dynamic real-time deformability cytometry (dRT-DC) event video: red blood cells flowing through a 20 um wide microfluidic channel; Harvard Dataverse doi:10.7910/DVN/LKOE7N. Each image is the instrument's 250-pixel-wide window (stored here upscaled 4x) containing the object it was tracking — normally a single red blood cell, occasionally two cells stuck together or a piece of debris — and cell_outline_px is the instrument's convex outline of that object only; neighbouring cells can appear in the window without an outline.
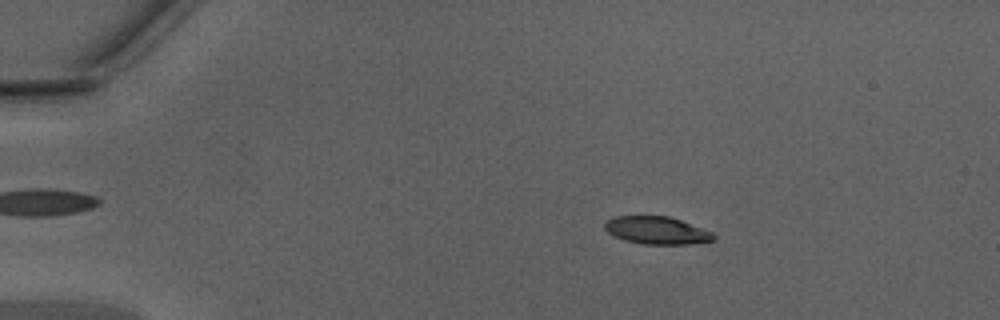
{"species": "Egyptian fruit bat (a non-hibernating species)", "species_latin": "Rousettus aegyptiacus", "temperature_condition": "warm", "stored_images_in_passage": 48, "camera_frame_rate_fps": 3000, "um_per_image_px": 0.085, "animal": {"sex": "male"}, "frame": {"image": 1, "passage_image": 9, "time_ms": 2.667, "image_size_px": [1000, 320], "cell_outline_px": [[716, 236], [712, 240], [688, 244], [644, 244], [624, 240], [612, 236], [604, 228], [604, 224], [612, 216], [668, 216], [680, 220], [712, 232]], "centroid_in_image_um": [55.77, 19.58], "position_along_channel_um": 29.2, "area_um2": 17.4}}
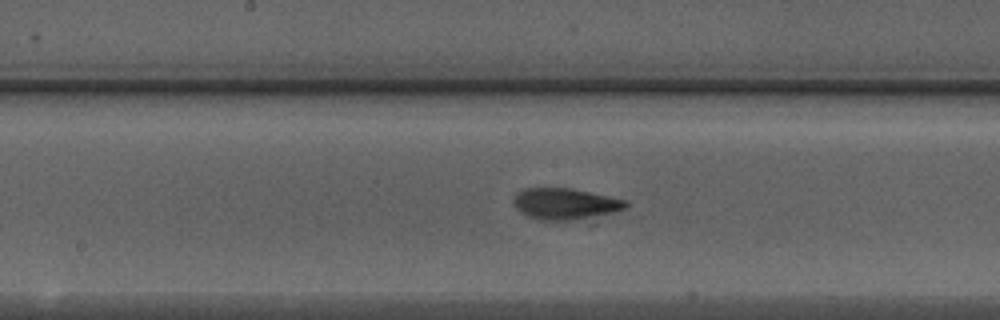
{"frame": {"image": 2, "passage_image": 26, "time_ms": 8.333, "image_size_px": [1000, 320], "cell_outline_px": [[628, 204], [624, 208], [612, 212], [572, 220], [540, 220], [528, 216], [520, 212], [512, 204], [512, 200], [516, 192], [524, 188], [572, 188], [628, 200]], "centroid_in_image_um": [47.98, 17.3], "position_along_channel_um": 200.2, "area_um2": 20.4}}
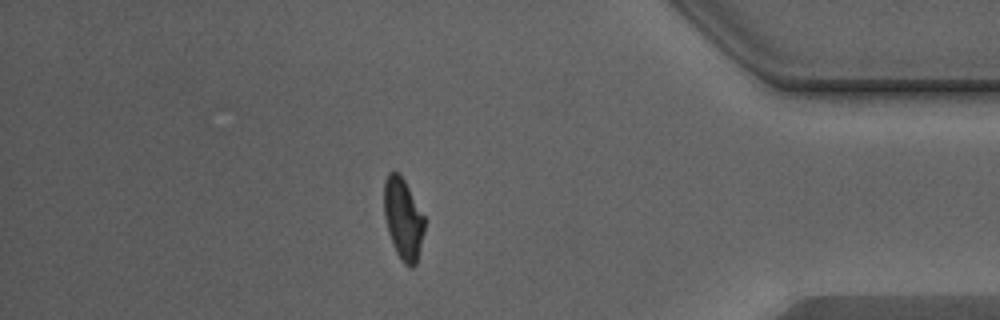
{"frame": {"image": 3, "passage_image": 42, "time_ms": 13.667, "image_size_px": [1000, 320], "cell_outline_px": [[424, 232], [416, 264], [412, 268], [408, 268], [400, 260], [392, 244], [388, 232], [384, 216], [384, 180], [388, 172], [396, 172], [404, 180], [424, 216]], "centroid_in_image_um": [34.25, 18.64], "position_along_channel_um": 400.9, "area_um2": 19.13}, "authors_computed_cell_mechanics": {"area_um2": 19.0451, "velocity_mm_per_s": 4.3644, "shape_relaxation_time_tau1_ms": 3.9521, "shape_relaxation_time_tau2_ms": 1.5158, "deformation_change_tau1": 0.1682, "deformation_change_tau2": 0.0905}}